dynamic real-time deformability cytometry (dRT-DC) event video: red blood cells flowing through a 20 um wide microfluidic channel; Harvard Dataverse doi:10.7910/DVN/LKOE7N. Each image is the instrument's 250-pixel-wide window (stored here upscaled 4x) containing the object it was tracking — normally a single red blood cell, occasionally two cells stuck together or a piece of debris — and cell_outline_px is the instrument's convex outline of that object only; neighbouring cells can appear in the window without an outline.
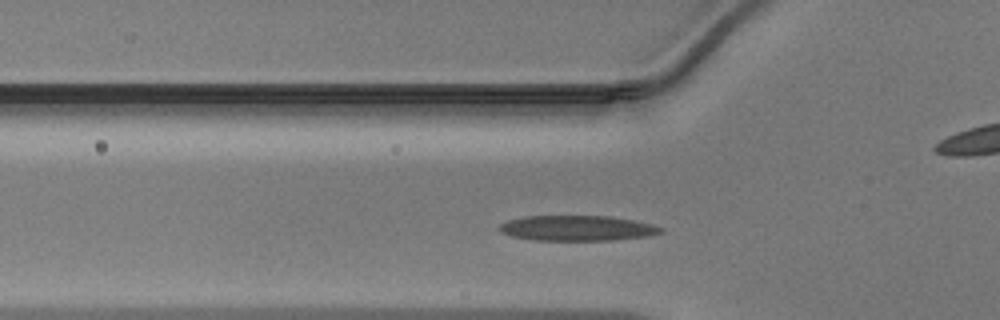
{"species": "Egyptian fruit bat (a non-hibernating species)", "species_latin": "Rousettus aegyptiacus", "temperature_condition": "warm", "stored_images_in_passage": 32, "camera_frame_rate_fps": 3000, "um_per_image_px": 0.085, "animal": {"sex": "male"}, "frame": {"image": 1, "passage_image": 8, "time_ms": 2.333, "image_size_px": [1000, 320], "cell_outline_px": [[664, 232], [652, 236], [612, 240], [532, 240], [512, 236], [500, 232], [496, 228], [500, 224], [508, 220], [524, 216], [608, 216], [632, 220], [652, 224], [664, 228]], "centroid_in_image_um": [49.06, 19.4], "position_along_channel_um": 76.7, "area_um2": 23.99}}
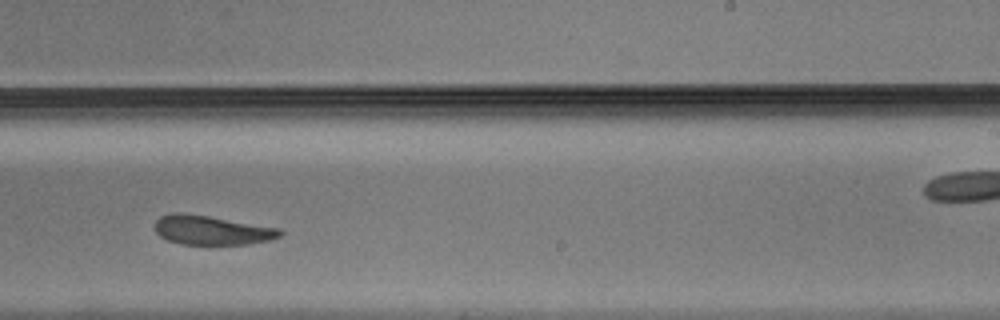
{"frame": {"image": 2, "passage_image": 22, "time_ms": 7.0, "image_size_px": [1000, 320], "cell_outline_px": [[284, 232], [280, 236], [268, 240], [248, 244], [180, 244], [168, 240], [160, 236], [156, 232], [156, 220], [160, 216], [176, 212], [180, 212], [208, 216], [280, 228]], "centroid_in_image_um": [18.0, 19.56], "position_along_channel_um": 271.0, "area_um2": 21.15}}
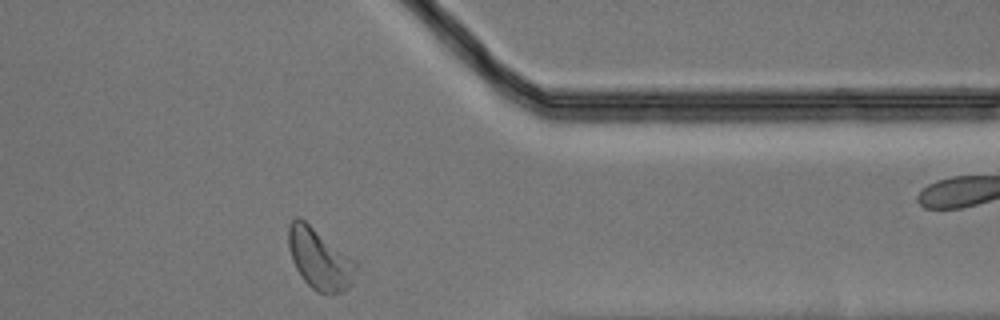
{"frame": {"image": 3, "passage_image": 31, "time_ms": 10.0, "image_size_px": [1000, 320], "cell_outline_px": [[356, 268], [352, 284], [344, 292], [316, 292], [304, 280], [296, 268], [292, 260], [288, 248], [288, 228], [292, 220], [296, 216], [300, 216], [356, 260]], "centroid_in_image_um": [27.16, 21.97], "position_along_channel_um": 384.2, "area_um2": 23.99}}